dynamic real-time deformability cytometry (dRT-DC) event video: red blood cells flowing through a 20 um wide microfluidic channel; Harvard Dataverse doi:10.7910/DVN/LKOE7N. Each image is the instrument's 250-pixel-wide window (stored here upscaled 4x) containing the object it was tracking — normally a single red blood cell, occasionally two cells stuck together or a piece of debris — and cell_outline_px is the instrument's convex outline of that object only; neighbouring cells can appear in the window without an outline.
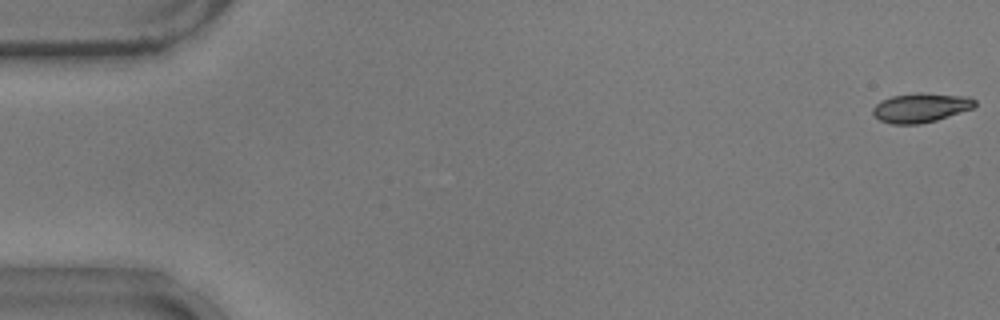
{"species": "common noctule bat (a hibernating species)", "species_latin": "Nyctalus noctula", "temperature_condition": "warm", "stored_images_in_passage": 12, "camera_frame_rate_fps": 3000, "um_per_image_px": 0.085, "animal": {"sex": "male", "body_mass_g": 17.9}, "frame": {"image": 1, "passage_image": 1, "time_ms": 0.0, "image_size_px": [1000, 320], "cell_outline_px": [[976, 104], [972, 108], [936, 120], [920, 124], [892, 124], [880, 120], [872, 112], [872, 108], [880, 100], [892, 96], [916, 92], [920, 92], [968, 96], [976, 100]], "centroid_in_image_um": [78.25, 9.14], "position_along_channel_um": 6.8, "area_um2": 17.46}}